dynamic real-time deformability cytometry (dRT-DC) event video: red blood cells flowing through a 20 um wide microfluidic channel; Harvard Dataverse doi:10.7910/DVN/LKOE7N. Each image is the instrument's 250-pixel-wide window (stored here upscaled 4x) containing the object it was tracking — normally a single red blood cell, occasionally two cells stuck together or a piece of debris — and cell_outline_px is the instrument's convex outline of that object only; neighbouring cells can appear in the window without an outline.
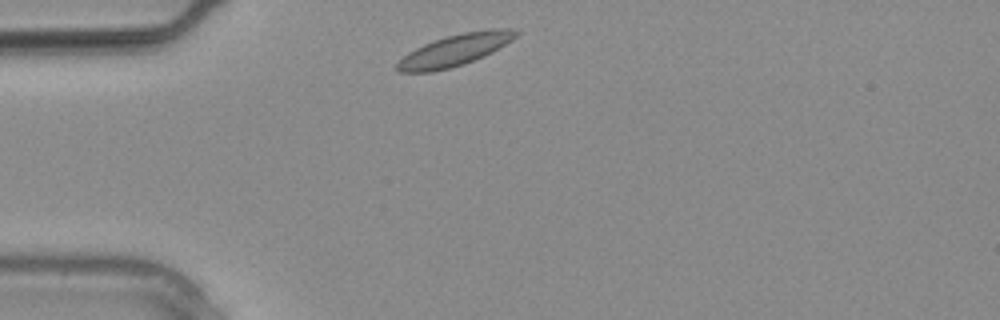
{"species": "common noctule bat (a hibernating species)", "species_latin": "Nyctalus noctula", "temperature_condition": "warm", "stored_images_in_passage": 13, "camera_frame_rate_fps": 3000, "um_per_image_px": 0.085, "animal": {"sex": "male", "body_mass_g": 20.4}, "frame": {"image": 1, "passage_image": 1, "time_ms": 0.0, "image_size_px": [1000, 320], "cell_outline_px": [[520, 32], [512, 40], [492, 52], [484, 56], [464, 64], [432, 72], [400, 72], [392, 68], [408, 52], [424, 44], [448, 36], [464, 32], [492, 28], [508, 28]], "centroid_in_image_um": [38.65, 4.27], "position_along_channel_um": 46.3, "area_um2": 21.68}}